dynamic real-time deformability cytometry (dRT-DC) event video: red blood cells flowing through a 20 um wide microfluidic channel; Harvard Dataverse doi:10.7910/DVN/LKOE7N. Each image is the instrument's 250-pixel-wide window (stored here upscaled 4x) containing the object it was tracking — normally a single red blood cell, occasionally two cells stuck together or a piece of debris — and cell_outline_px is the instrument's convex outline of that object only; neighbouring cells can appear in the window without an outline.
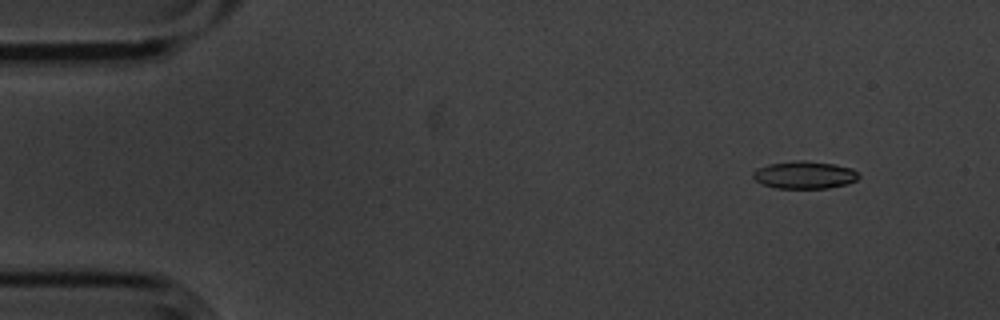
{"species": "common noctule bat (a hibernating species)", "species_latin": "Nyctalus noctula", "temperature_condition": "cold", "stored_images_in_passage": 4, "camera_frame_rate_fps": 3000, "um_per_image_px": 0.085, "animal": {"sex": "male", "body_mass_g": 20.1, "forearm_length_mm": 53.5}, "frame": {"image": 1, "passage_image": 2, "time_ms": 0.333, "image_size_px": [1000, 320], "cell_outline_px": [[860, 176], [856, 180], [848, 184], [828, 188], [776, 188], [760, 184], [752, 176], [752, 172], [756, 168], [768, 164], [796, 160], [804, 160], [836, 164], [852, 168]], "centroid_in_image_um": [68.36, 14.86], "position_along_channel_um": 16.6, "area_um2": 17.17}}